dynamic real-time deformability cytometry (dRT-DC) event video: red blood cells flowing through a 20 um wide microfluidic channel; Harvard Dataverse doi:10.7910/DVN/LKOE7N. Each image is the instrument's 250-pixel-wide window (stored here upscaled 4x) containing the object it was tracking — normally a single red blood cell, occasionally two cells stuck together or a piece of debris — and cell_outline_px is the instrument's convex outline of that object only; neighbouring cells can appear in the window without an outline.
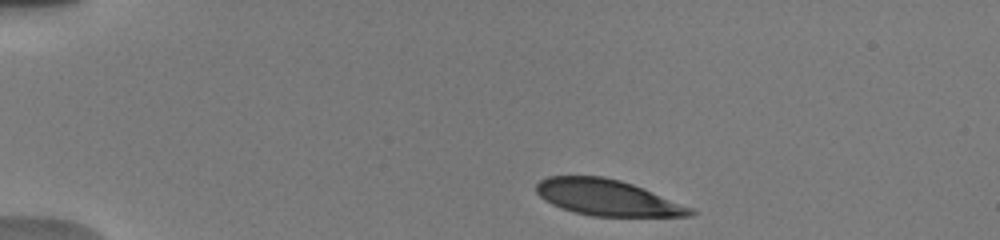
{"species": "human", "species_latin": "Homo sapiens", "temperature_condition": "warm", "stored_images_in_passage": 9, "camera_frame_rate_fps": 3000, "um_per_image_px": 0.085, "donor": {"sex": "male"}, "frame": {"image": 1, "passage_image": 1, "time_ms": 0.0, "image_size_px": [1000, 240], "cell_outline_px": [[696, 212], [692, 216], [592, 216], [576, 212], [552, 204], [544, 200], [536, 192], [536, 184], [540, 180], [548, 176], [604, 176], [620, 180], [644, 188], [692, 208]], "centroid_in_image_um": [51.61, 16.79], "position_along_channel_um": 33.4, "area_um2": 32.08}}
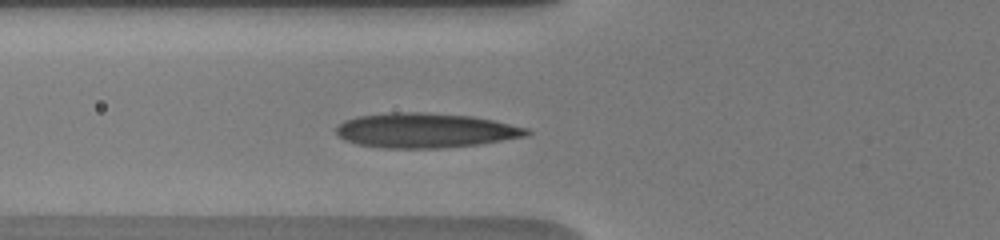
{"frame": {"image": 2, "passage_image": 6, "time_ms": 3.333, "image_size_px": [1000, 240], "cell_outline_px": [[532, 132], [528, 136], [480, 144], [440, 148], [380, 148], [360, 144], [344, 140], [336, 132], [336, 128], [344, 120], [356, 116], [388, 112], [428, 112], [472, 116], [492, 120], [528, 128]], "centroid_in_image_um": [36.16, 11.08], "position_along_channel_um": 89.6, "area_um2": 38.73}}
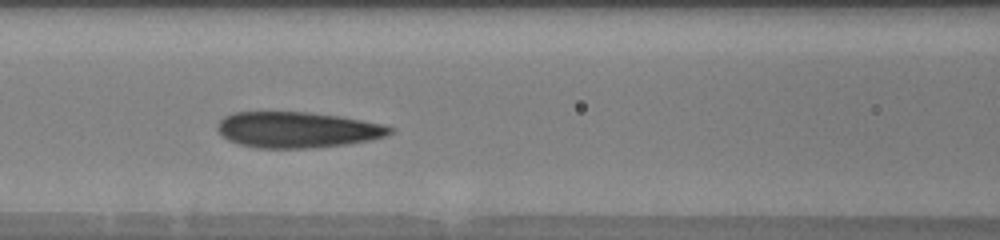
{"frame": {"image": 3, "passage_image": 8, "time_ms": 4.667, "image_size_px": [1000, 240], "cell_outline_px": [[396, 128], [392, 132], [384, 136], [372, 140], [344, 144], [312, 148], [256, 148], [240, 144], [228, 140], [216, 128], [216, 124], [224, 116], [232, 112], [308, 112], [340, 116], [384, 124]], "centroid_in_image_um": [25.27, 11.02], "position_along_channel_um": 141.3, "area_um2": 36.18}}